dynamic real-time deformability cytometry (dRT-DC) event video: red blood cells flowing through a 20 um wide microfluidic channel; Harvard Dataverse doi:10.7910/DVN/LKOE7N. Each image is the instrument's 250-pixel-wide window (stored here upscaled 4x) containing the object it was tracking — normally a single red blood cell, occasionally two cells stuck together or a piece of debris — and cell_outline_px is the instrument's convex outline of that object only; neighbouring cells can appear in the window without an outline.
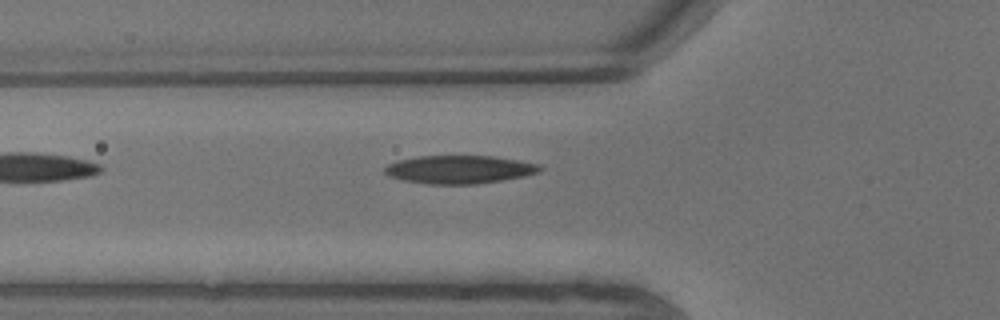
{"species": "common noctule bat (a hibernating species)", "species_latin": "Nyctalus noctula", "temperature_condition": "warm", "stored_images_in_passage": 7, "camera_frame_rate_fps": 3000, "um_per_image_px": 0.085, "animal": {"sex": "male", "body_mass_g": 13.3}, "frame": {"image": 1, "passage_image": 7, "time_ms": 2.0, "image_size_px": [1000, 320], "cell_outline_px": [[544, 168], [540, 172], [524, 176], [504, 180], [476, 184], [428, 184], [404, 180], [388, 176], [384, 172], [384, 168], [388, 164], [400, 160], [420, 156], [492, 156], [540, 164]], "centroid_in_image_um": [39.08, 14.41], "position_along_channel_um": 86.7, "area_um2": 25.43}}